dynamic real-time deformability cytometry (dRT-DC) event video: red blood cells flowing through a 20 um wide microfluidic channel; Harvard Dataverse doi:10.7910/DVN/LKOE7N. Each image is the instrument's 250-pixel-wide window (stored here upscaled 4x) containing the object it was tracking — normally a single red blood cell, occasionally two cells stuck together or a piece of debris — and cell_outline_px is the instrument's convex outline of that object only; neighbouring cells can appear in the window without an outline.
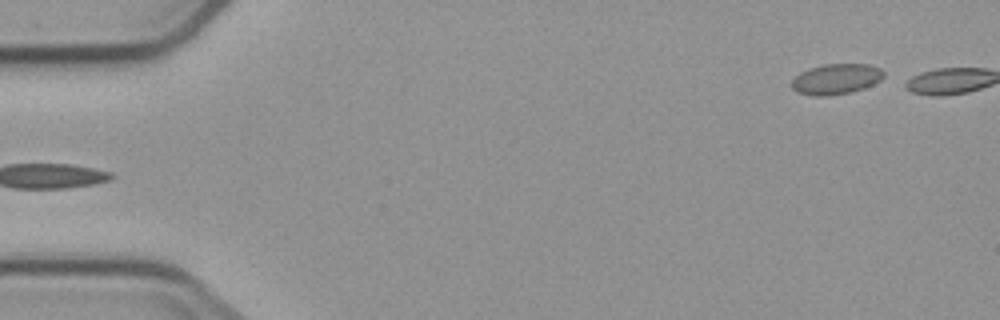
{"species": "common noctule bat (a hibernating species)", "species_latin": "Nyctalus noctula", "temperature_condition": "cold", "stored_images_in_passage": 4, "segment_of_instrument_passage": [2, 2], "camera_frame_rate_fps": 3000, "um_per_image_px": 0.085, "animal": {"sex": "male", "body_mass_g": 23.1, "forearm_length_mm": 52.7}, "frame": {"image": 1, "passage_image": 4, "time_ms": 4.0, "image_size_px": [1000, 320], "cell_outline_px": [[884, 76], [880, 80], [864, 88], [852, 92], [824, 96], [812, 96], [796, 92], [792, 88], [792, 80], [800, 72], [808, 68], [824, 64], [868, 64], [880, 68], [884, 72]], "centroid_in_image_um": [71.05, 6.72], "position_along_channel_um": 14.0, "area_um2": 16.42}}